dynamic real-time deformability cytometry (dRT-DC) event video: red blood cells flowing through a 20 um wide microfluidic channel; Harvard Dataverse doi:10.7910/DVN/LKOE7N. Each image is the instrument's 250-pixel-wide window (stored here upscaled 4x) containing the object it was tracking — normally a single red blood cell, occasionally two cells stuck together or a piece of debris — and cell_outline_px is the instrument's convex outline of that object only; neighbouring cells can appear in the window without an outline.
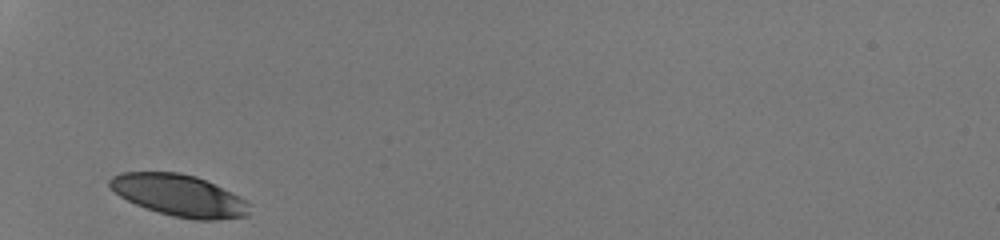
{"species": "human", "species_latin": "Homo sapiens", "temperature_condition": "room temperature", "stored_images_in_passage": 26, "camera_frame_rate_fps": 3000, "um_per_image_px": 0.085, "donor": {"sex": "male"}, "frame": {"image": 1, "passage_image": 1, "time_ms": 0.0, "image_size_px": [1000, 240], "cell_outline_px": [[252, 204], [248, 216], [216, 220], [196, 220], [172, 216], [136, 204], [120, 196], [108, 184], [108, 180], [112, 176], [124, 172], [180, 172], [196, 176], [240, 196], [248, 200]], "centroid_in_image_um": [15.29, 16.61], "position_along_channel_um": 69.7, "area_um2": 33.93}}
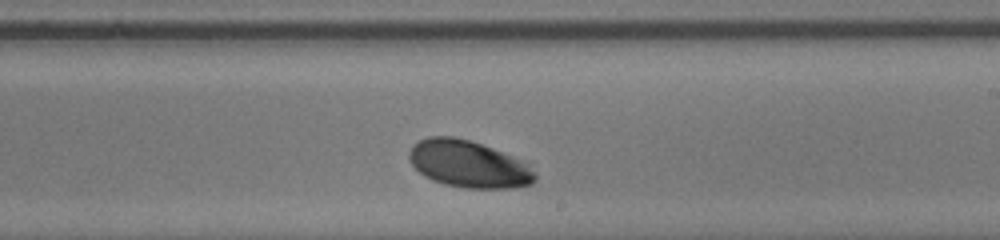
{"frame": {"image": 2, "passage_image": 15, "time_ms": 4.667, "image_size_px": [1000, 240], "cell_outline_px": [[536, 180], [532, 184], [512, 188], [464, 188], [444, 184], [432, 180], [424, 176], [412, 164], [408, 156], [408, 152], [412, 144], [428, 136], [452, 136], [468, 140], [492, 148], [512, 156], [528, 164], [536, 172]], "centroid_in_image_um": [39.82, 13.95], "position_along_channel_um": 249.2, "area_um2": 34.51}}
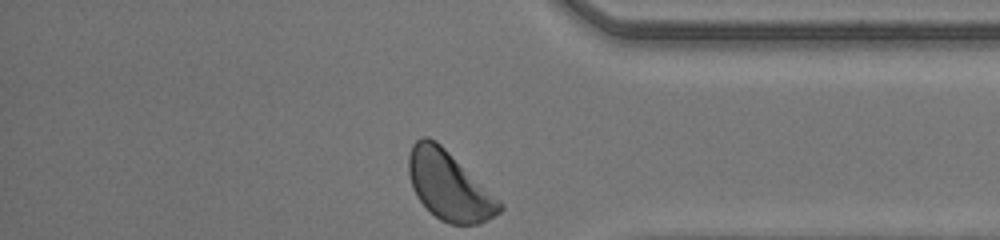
{"frame": {"image": 3, "passage_image": 26, "time_ms": 8.333, "image_size_px": [1000, 240], "cell_outline_px": [[504, 208], [500, 212], [480, 224], [448, 224], [440, 220], [416, 196], [412, 188], [408, 176], [408, 156], [412, 144], [420, 136], [428, 136], [436, 140], [500, 200], [504, 204]], "centroid_in_image_um": [38.15, 15.77], "position_along_channel_um": 397.1, "area_um2": 36.36}, "authors_computed_cell_mechanics": {"area_um2": 34.5355, "velocity_mm_per_s": 4.1549, "shape_relaxation_time_tau1_ms": 1.9502, "shape_relaxation_time_tau2_ms": null, "deformation_change_tau1": 0.104, "deformation_change_tau2": null}}